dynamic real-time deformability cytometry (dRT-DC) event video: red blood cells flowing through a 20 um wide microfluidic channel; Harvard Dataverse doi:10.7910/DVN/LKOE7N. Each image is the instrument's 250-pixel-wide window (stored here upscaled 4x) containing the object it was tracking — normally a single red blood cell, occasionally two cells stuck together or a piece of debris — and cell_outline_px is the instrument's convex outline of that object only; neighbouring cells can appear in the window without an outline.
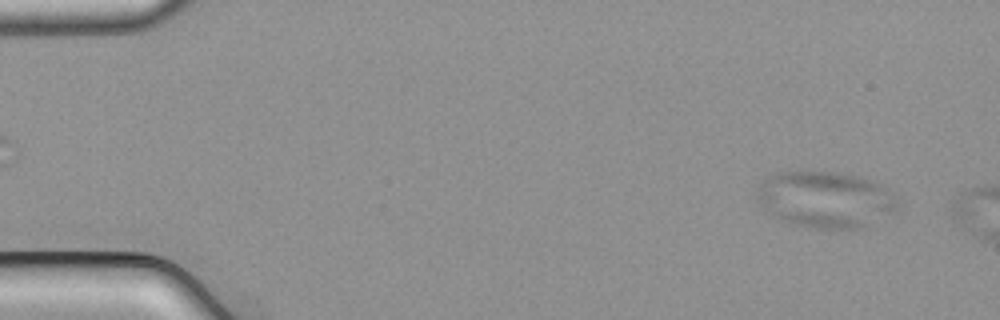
{"species": "common noctule bat (a hibernating species)", "species_latin": "Nyctalus noctula", "temperature_condition": "cold", "stored_images_in_passage": 10, "camera_frame_rate_fps": 3000, "um_per_image_px": 0.085, "animal": {"sex": "male", "body_mass_g": 21.5, "forearm_length_mm": 52.0}, "frame": {"image": 1, "passage_image": 4, "time_ms": 1.0, "image_size_px": [1000, 320], "cell_outline_px": [[900, 212], [856, 228], [816, 228], [788, 224], [768, 216], [756, 204], [756, 192], [760, 184], [768, 176], [776, 172], [832, 172], [852, 176], [868, 180], [880, 184], [888, 188], [896, 200]], "centroid_in_image_um": [70.08, 16.99], "position_along_channel_um": 14.9, "area_um2": 46.64}}